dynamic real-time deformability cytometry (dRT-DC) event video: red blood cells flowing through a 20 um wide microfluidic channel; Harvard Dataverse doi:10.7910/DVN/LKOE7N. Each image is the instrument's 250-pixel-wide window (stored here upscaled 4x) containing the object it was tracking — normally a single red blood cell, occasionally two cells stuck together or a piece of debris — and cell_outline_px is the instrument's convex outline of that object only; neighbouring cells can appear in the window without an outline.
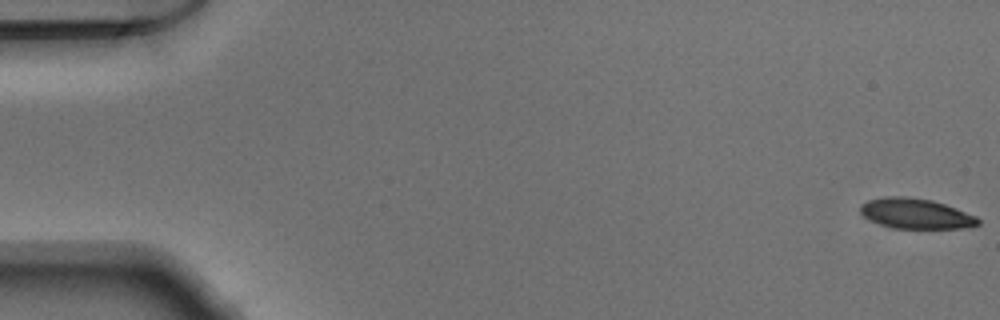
{"species": "Egyptian fruit bat (a non-hibernating species)", "species_latin": "Rousettus aegyptiacus", "temperature_condition": "warm", "stored_images_in_passage": 51, "camera_frame_rate_fps": 3000, "um_per_image_px": 0.085, "animal": {"sex": "male"}, "frame": {"image": 1, "passage_image": 1, "time_ms": 0.0, "image_size_px": [1000, 320], "cell_outline_px": [[980, 224], [972, 228], [896, 228], [880, 224], [864, 216], [860, 212], [860, 208], [868, 200], [884, 196], [908, 196], [932, 200], [956, 208], [976, 216], [980, 220]], "centroid_in_image_um": [77.89, 18.15], "position_along_channel_um": 7.1, "area_um2": 20.69}}
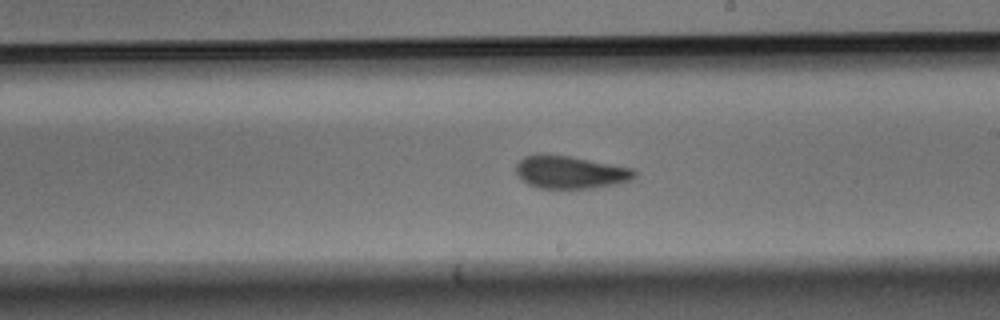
{"frame": {"image": 2, "passage_image": 30, "time_ms": 9.667, "image_size_px": [1000, 320], "cell_outline_px": [[636, 176], [632, 180], [616, 184], [596, 188], [540, 188], [528, 184], [520, 180], [516, 172], [516, 164], [524, 156], [540, 152], [544, 152], [568, 156], [636, 168]], "centroid_in_image_um": [48.47, 14.62], "position_along_channel_um": 240.5, "area_um2": 23.12}}
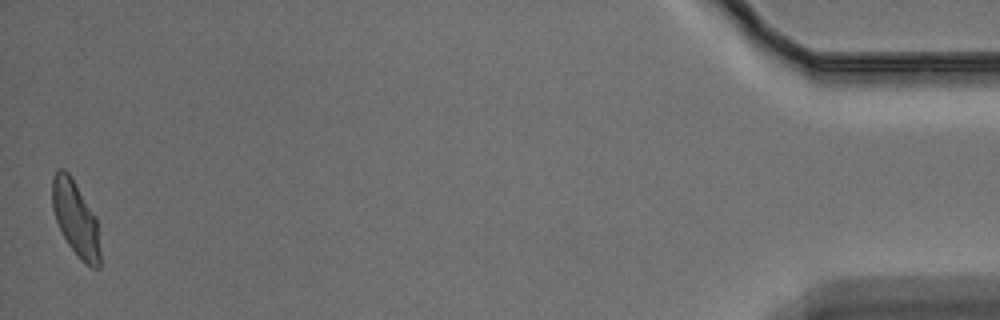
{"frame": {"image": 3, "passage_image": 51, "time_ms": 16.667, "image_size_px": [1000, 320], "cell_outline_px": [[100, 268], [92, 268], [68, 244], [56, 220], [52, 208], [52, 176], [60, 168], [64, 168], [72, 176], [96, 216], [100, 248]], "centroid_in_image_um": [6.43, 18.51], "position_along_channel_um": 428.8, "area_um2": 20.75}}